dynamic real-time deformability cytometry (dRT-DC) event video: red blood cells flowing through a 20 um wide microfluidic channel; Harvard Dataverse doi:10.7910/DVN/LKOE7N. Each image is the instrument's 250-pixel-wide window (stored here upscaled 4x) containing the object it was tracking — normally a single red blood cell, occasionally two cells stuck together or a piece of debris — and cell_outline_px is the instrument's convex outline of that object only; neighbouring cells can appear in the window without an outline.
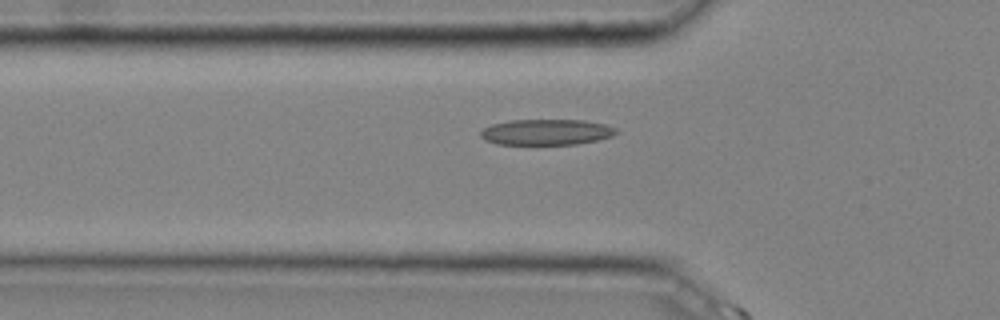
{"species": "common noctule bat (a hibernating species)", "species_latin": "Nyctalus noctula", "temperature_condition": "cold", "stored_images_in_passage": 18, "camera_frame_rate_fps": 3000, "um_per_image_px": 0.085, "animal": {"sex": "male", "body_mass_g": 20.4}, "frame": {"image": 1, "passage_image": 16, "time_ms": 5.0, "image_size_px": [1000, 320], "cell_outline_px": [[620, 132], [612, 136], [600, 140], [576, 144], [496, 144], [484, 140], [480, 136], [480, 132], [484, 128], [492, 124], [512, 120], [584, 120], [608, 124], [616, 128]], "centroid_in_image_um": [46.49, 11.23], "position_along_channel_um": 79.3, "area_um2": 20.58}}